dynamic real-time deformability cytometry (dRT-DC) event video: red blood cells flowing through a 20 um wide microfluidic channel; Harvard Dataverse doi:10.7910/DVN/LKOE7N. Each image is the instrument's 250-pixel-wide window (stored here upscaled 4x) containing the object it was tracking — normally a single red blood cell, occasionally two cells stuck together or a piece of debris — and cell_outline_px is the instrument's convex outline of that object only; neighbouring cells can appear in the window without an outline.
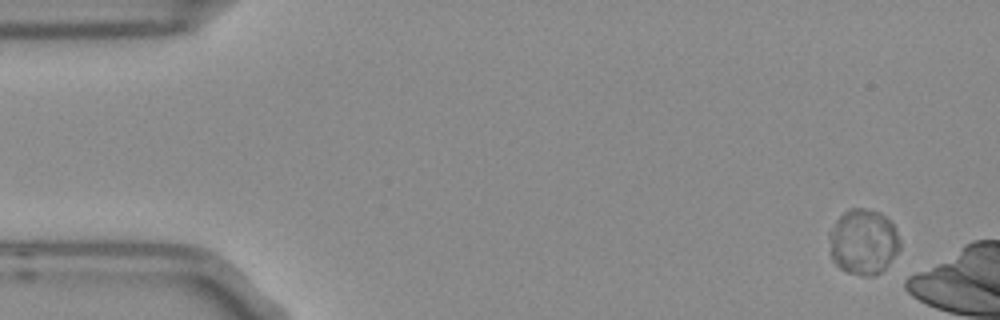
{"species": "Egyptian fruit bat (a non-hibernating species)", "species_latin": "Rousettus aegyptiacus", "temperature_condition": "room temperature", "stored_images_in_passage": 4, "camera_frame_rate_fps": 3000, "um_per_image_px": 0.085, "frame": {"image": 1, "passage_image": 1, "time_ms": 0.0, "image_size_px": [1000, 320], "cell_outline_px": [[900, 248], [888, 264], [876, 276], [860, 276], [848, 272], [840, 268], [832, 260], [828, 236], [828, 232], [836, 220], [848, 208], [864, 208], [880, 212], [896, 228], [900, 240]], "centroid_in_image_um": [73.36, 20.55], "position_along_channel_um": 11.6, "area_um2": 27.17}}